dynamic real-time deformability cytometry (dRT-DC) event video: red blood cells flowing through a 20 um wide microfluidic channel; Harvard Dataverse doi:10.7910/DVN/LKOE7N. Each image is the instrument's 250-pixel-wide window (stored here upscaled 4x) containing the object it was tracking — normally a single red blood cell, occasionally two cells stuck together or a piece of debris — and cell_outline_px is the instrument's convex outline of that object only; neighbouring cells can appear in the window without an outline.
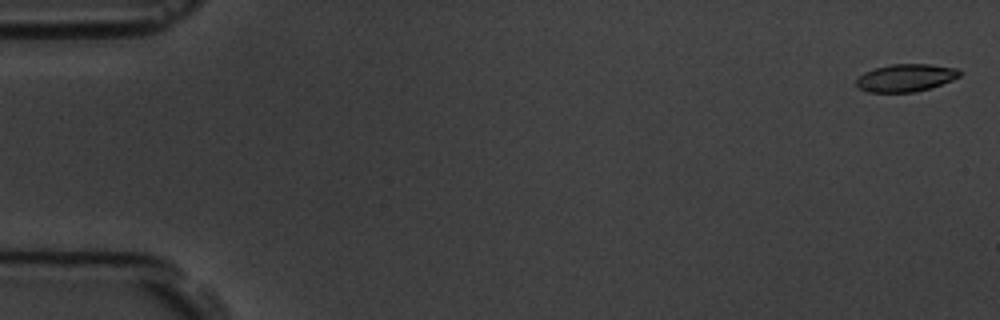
{"species": "common noctule bat (a hibernating species)", "species_latin": "Nyctalus noctula", "temperature_condition": "room temperature", "stored_images_in_passage": 4, "camera_frame_rate_fps": 3000, "um_per_image_px": 0.085, "animal": {"sex": "male", "body_mass_g": 19.5, "forearm_length_mm": 54.6}, "frame": {"image": 1, "passage_image": 1, "time_ms": 0.0, "image_size_px": [1000, 320], "cell_outline_px": [[960, 76], [952, 80], [916, 92], [868, 92], [856, 88], [856, 80], [864, 72], [876, 68], [892, 64], [932, 64], [956, 68], [960, 72]], "centroid_in_image_um": [76.96, 6.61], "position_along_channel_um": 8.0, "area_um2": 16.53}}